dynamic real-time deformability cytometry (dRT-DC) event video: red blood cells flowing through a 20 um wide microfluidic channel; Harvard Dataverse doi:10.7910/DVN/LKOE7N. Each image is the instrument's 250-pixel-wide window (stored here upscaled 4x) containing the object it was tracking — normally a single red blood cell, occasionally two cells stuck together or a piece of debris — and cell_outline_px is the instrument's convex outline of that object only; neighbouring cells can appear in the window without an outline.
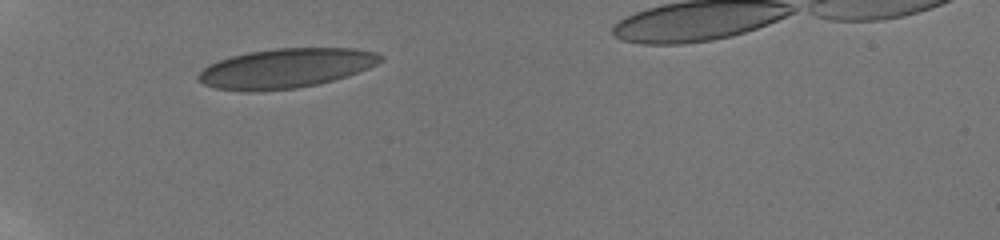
{"species": "human", "species_latin": "Homo sapiens", "temperature_condition": "room temperature", "stored_images_in_passage": 56, "camera_frame_rate_fps": 3000, "um_per_image_px": 0.085, "donor": {"sex": "male"}, "frame": {"image": 1, "passage_image": 1, "time_ms": 0.0, "image_size_px": [1000, 240], "cell_outline_px": [[384, 60], [368, 68], [332, 80], [316, 84], [296, 88], [256, 92], [248, 92], [216, 88], [204, 84], [196, 76], [208, 64], [232, 56], [248, 52], [276, 48], [356, 48], [376, 52], [384, 56]], "centroid_in_image_um": [24.29, 5.8], "position_along_channel_um": 60.7, "area_um2": 41.85}}
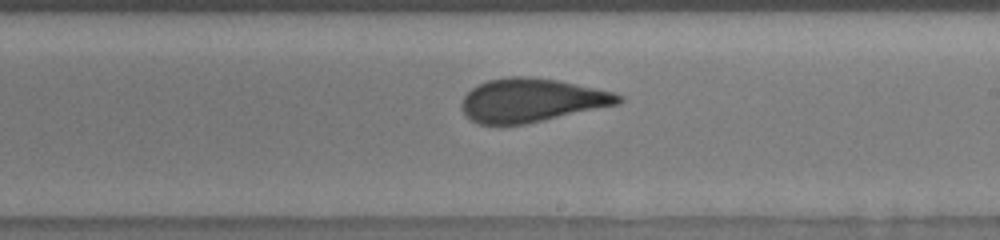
{"frame": {"image": 2, "passage_image": 35, "time_ms": 5.333, "image_size_px": [1000, 240], "cell_outline_px": [[624, 100], [620, 104], [544, 120], [524, 124], [500, 128], [476, 124], [460, 108], [460, 104], [464, 96], [472, 88], [488, 80], [508, 76], [528, 76], [556, 80], [612, 92], [624, 96]], "centroid_in_image_um": [45.13, 8.56], "position_along_channel_um": 243.9, "area_um2": 40.29}}
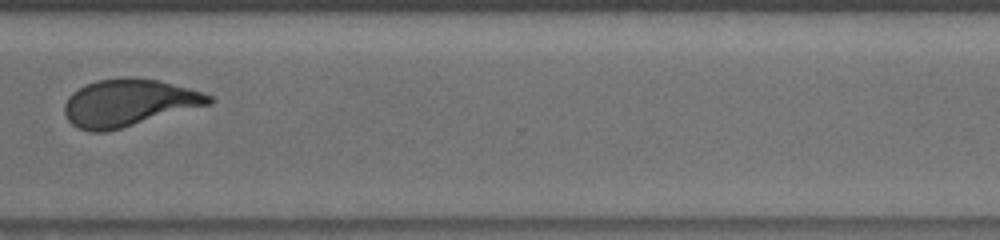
{"frame": {"image": 3, "passage_image": 49, "time_ms": 8.333, "image_size_px": [1000, 240], "cell_outline_px": [[216, 100], [212, 104], [120, 128], [104, 132], [88, 132], [76, 128], [68, 120], [64, 112], [64, 104], [68, 96], [72, 92], [84, 84], [96, 80], [128, 76], [132, 76], [160, 80], [204, 92], [212, 96]], "centroid_in_image_um": [10.94, 8.72], "position_along_channel_um": 359.7, "area_um2": 40.17}, "authors_computed_cell_mechanics": {"area_um2": 40.46, "velocity_mm_per_s": 3.8539, "shape_relaxation_time_tau1_ms": 8.5142, "shape_relaxation_time_tau2_ms": 0.8124, "deformation_change_tau1": 0.2031, "deformation_change_tau2": 0.0776}}